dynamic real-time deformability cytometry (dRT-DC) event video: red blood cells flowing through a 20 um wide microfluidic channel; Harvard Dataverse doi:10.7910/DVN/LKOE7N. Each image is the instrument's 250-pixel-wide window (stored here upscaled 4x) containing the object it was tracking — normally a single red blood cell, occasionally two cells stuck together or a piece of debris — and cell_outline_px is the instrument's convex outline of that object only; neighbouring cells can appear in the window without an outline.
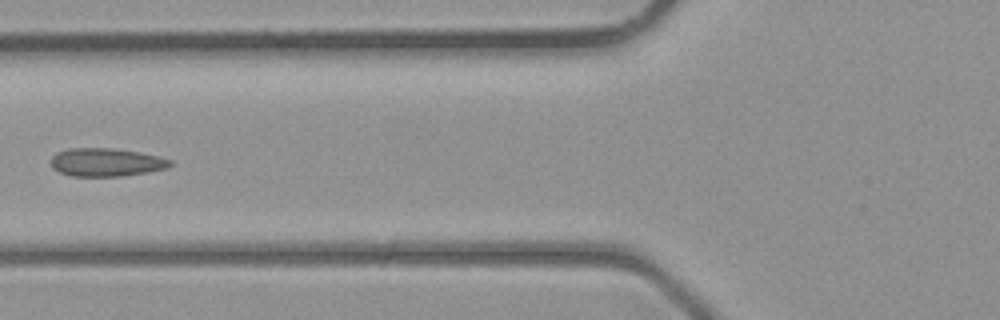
{"species": "common noctule bat (a hibernating species)", "species_latin": "Nyctalus noctula", "temperature_condition": "room temperature", "stored_images_in_passage": 5, "camera_frame_rate_fps": 3000, "um_per_image_px": 0.085, "animal": {"sex": "male", "body_mass_g": 23.1, "forearm_length_mm": 52.7}, "frame": {"image": 1, "passage_image": 5, "time_ms": 4.667, "image_size_px": [1000, 320], "cell_outline_px": [[172, 164], [168, 168], [148, 172], [120, 176], [72, 176], [60, 172], [52, 168], [52, 156], [56, 152], [68, 148], [116, 148], [140, 152], [160, 156], [172, 160]], "centroid_in_image_um": [9.05, 13.78], "position_along_channel_um": 116.8, "area_um2": 19.77}}